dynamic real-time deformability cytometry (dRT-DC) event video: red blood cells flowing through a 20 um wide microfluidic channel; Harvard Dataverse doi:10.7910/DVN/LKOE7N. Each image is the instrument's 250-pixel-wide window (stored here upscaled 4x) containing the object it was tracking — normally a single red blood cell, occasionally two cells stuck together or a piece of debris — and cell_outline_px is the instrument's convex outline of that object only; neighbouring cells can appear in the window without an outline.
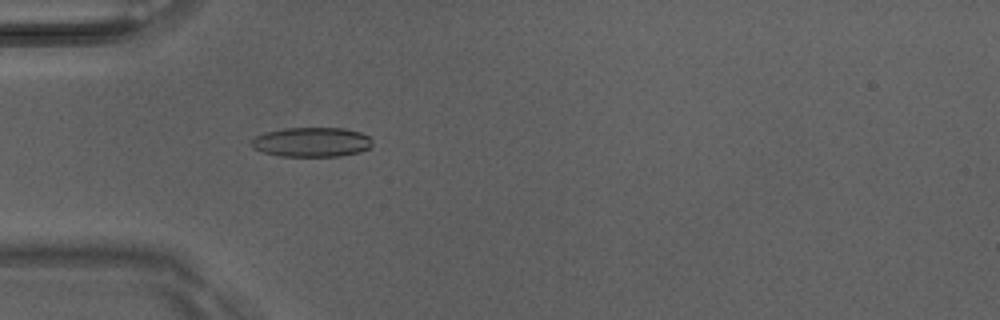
{"species": "Egyptian fruit bat (a non-hibernating species)", "species_latin": "Rousettus aegyptiacus", "temperature_condition": "room temperature", "stored_images_in_passage": 50, "camera_frame_rate_fps": 3000, "um_per_image_px": 0.085, "animal": {"sex": "male"}, "frame": {"image": 1, "passage_image": 16, "time_ms": 5.0, "image_size_px": [1000, 320], "cell_outline_px": [[372, 148], [360, 152], [340, 156], [280, 156], [264, 152], [252, 148], [248, 144], [248, 140], [264, 132], [284, 128], [344, 128], [360, 132], [368, 136], [372, 140]], "centroid_in_image_um": [26.46, 12.08], "position_along_channel_um": 58.5, "area_um2": 21.15}}
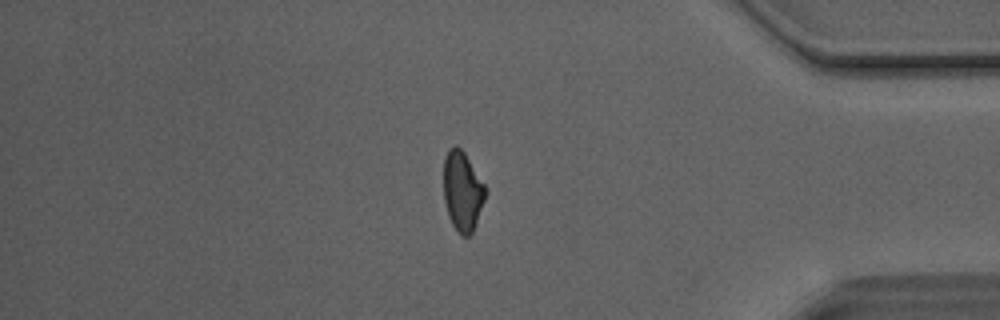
{"frame": {"image": 2, "passage_image": 43, "time_ms": 14.0, "image_size_px": [1000, 320], "cell_outline_px": [[484, 200], [472, 232], [468, 236], [460, 236], [452, 224], [448, 216], [444, 200], [444, 156], [448, 148], [456, 144], [464, 152], [484, 184]], "centroid_in_image_um": [39.27, 16.23], "position_along_channel_um": 395.9, "area_um2": 19.13}}
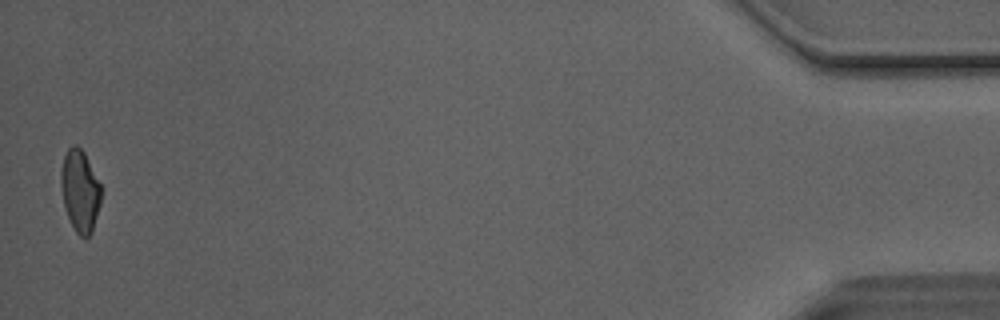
{"frame": {"image": 3, "passage_image": 50, "time_ms": 16.333, "image_size_px": [1000, 320], "cell_outline_px": [[104, 188], [100, 204], [92, 232], [84, 240], [76, 232], [64, 208], [60, 184], [60, 172], [64, 156], [68, 148], [72, 144], [76, 144], [84, 152]], "centroid_in_image_um": [6.82, 16.21], "position_along_channel_um": 428.4, "area_um2": 19.65}, "authors_computed_cell_mechanics": {"area_um2": 20.0566, "velocity_mm_per_s": 4.1348, "shape_relaxation_time_tau1_ms": 4.5566, "shape_relaxation_time_tau2_ms": 1.4953, "deformation_change_tau1": 0.1491, "deformation_change_tau2": 0.0661}}